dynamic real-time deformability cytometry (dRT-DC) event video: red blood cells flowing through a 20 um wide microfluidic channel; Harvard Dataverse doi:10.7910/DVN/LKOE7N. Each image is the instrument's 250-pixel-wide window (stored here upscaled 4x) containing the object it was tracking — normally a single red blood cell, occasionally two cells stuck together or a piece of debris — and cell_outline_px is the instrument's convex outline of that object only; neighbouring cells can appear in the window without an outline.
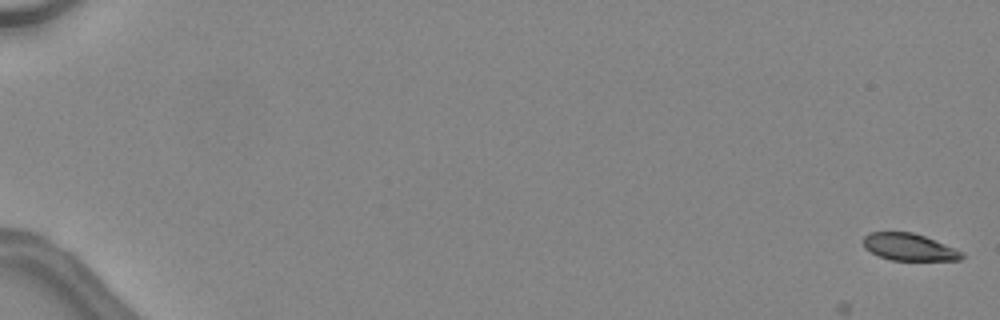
{"species": "common noctule bat (a hibernating species)", "species_latin": "Nyctalus noctula", "temperature_condition": "warm", "stored_images_in_passage": 48, "camera_frame_rate_fps": 3000, "um_per_image_px": 0.085, "animal": {"sex": "female", "body_mass_g": 24.6, "forearm_length_mm": 56.2}, "frame": {"image": 1, "passage_image": 1, "time_ms": 0.0, "image_size_px": [1000, 320], "cell_outline_px": [[964, 256], [960, 260], [892, 260], [880, 256], [864, 248], [864, 236], [868, 232], [912, 232], [924, 236], [964, 252]], "centroid_in_image_um": [77.27, 21.0], "position_along_channel_um": 7.7, "area_um2": 15.37}}